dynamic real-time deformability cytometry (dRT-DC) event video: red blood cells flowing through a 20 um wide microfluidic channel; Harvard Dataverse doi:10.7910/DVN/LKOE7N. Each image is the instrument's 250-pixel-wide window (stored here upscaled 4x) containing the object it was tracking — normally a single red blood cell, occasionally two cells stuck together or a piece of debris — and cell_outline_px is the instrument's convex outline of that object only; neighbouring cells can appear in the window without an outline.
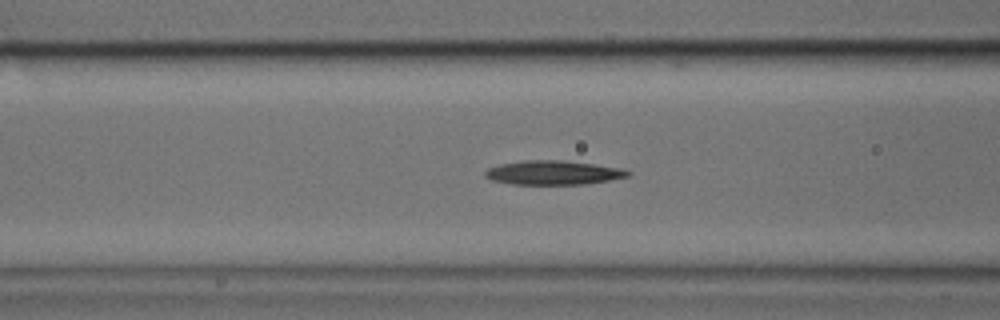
{"species": "common noctule bat (a hibernating species)", "species_latin": "Nyctalus noctula", "temperature_condition": "cold", "stored_images_in_passage": 29, "camera_frame_rate_fps": 3000, "um_per_image_px": 0.085, "animal": {"sex": "male", "body_mass_g": 17.9, "forearm_length_mm": 54.2}, "frame": {"image": 1, "passage_image": 8, "time_ms": 2.333, "image_size_px": [1000, 320], "cell_outline_px": [[632, 172], [628, 176], [608, 180], [584, 184], [512, 184], [492, 180], [484, 176], [484, 172], [488, 168], [500, 164], [524, 160], [564, 160], [624, 168]], "centroid_in_image_um": [47.03, 14.67], "position_along_channel_um": 119.6, "area_um2": 20.06}}
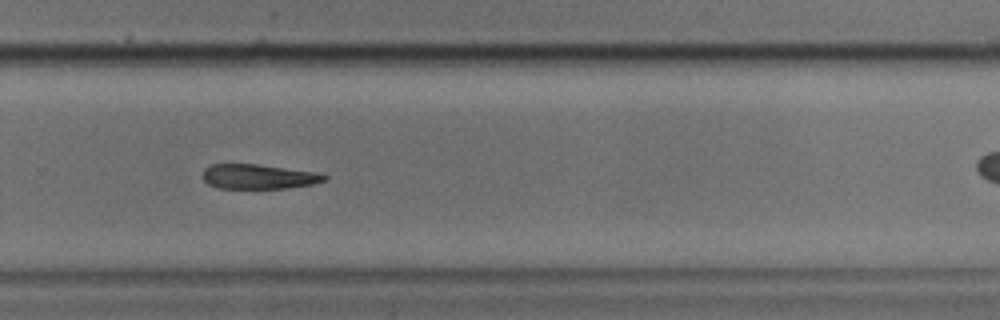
{"frame": {"image": 2, "passage_image": 22, "time_ms": 7.0, "image_size_px": [1000, 320], "cell_outline_px": [[328, 180], [312, 184], [288, 188], [220, 188], [208, 184], [204, 180], [204, 168], [212, 164], [260, 164], [316, 172], [328, 176]], "centroid_in_image_um": [22.01, 15.0], "position_along_channel_um": 307.8, "area_um2": 17.51}}
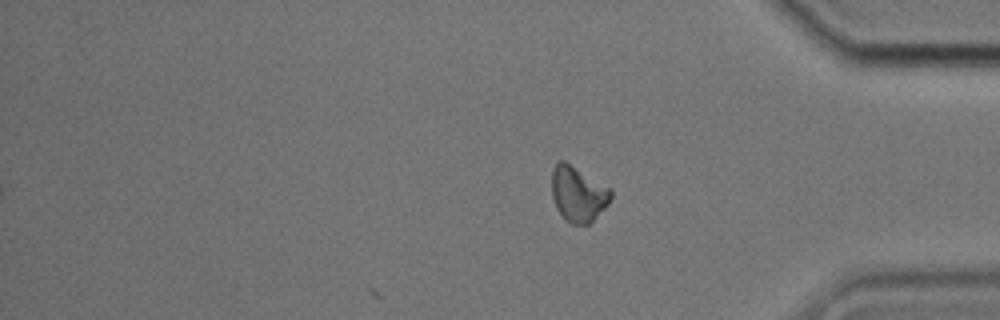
{"frame": {"image": 3, "passage_image": 29, "time_ms": 9.333, "image_size_px": [1000, 320], "cell_outline_px": [[612, 196], [608, 204], [588, 224], [572, 224], [556, 208], [552, 196], [552, 168], [556, 160], [564, 160], [612, 188]], "centroid_in_image_um": [49.14, 16.43], "position_along_channel_um": 386.1, "area_um2": 19.07}}